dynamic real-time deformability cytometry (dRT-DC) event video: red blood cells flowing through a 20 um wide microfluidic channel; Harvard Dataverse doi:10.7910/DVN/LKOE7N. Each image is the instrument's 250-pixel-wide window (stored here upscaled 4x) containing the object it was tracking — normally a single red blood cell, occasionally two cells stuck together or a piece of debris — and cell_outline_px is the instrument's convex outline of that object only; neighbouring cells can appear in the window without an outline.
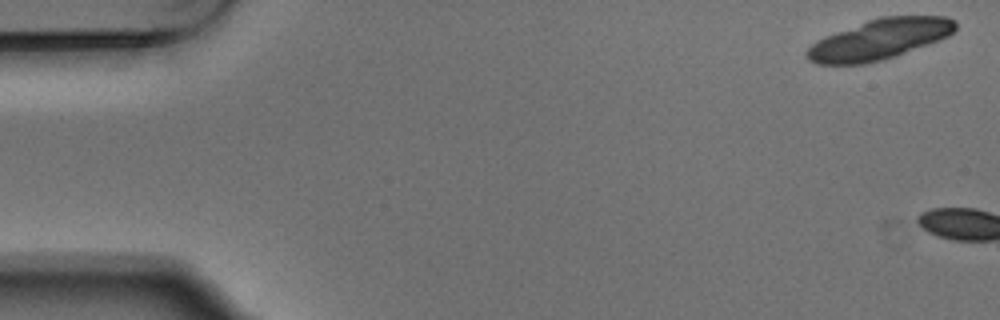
{"species": "Egyptian fruit bat (a non-hibernating species)", "species_latin": "Rousettus aegyptiacus", "temperature_condition": "warm", "stored_images_in_passage": 5, "segment_of_instrument_passage": [2, 2], "camera_frame_rate_fps": 3000, "um_per_image_px": 0.085, "animal": {"sex": "male"}, "frame": {"image": 1, "passage_image": 5, "time_ms": 1.333, "image_size_px": [1000, 320], "cell_outline_px": [[956, 28], [948, 36], [940, 40], [880, 60], [864, 64], [816, 64], [808, 60], [804, 56], [804, 52], [816, 40], [824, 36], [868, 20], [880, 16], [948, 16], [956, 20]], "centroid_in_image_um": [74.72, 3.33], "position_along_channel_um": 10.3, "area_um2": 34.8}}